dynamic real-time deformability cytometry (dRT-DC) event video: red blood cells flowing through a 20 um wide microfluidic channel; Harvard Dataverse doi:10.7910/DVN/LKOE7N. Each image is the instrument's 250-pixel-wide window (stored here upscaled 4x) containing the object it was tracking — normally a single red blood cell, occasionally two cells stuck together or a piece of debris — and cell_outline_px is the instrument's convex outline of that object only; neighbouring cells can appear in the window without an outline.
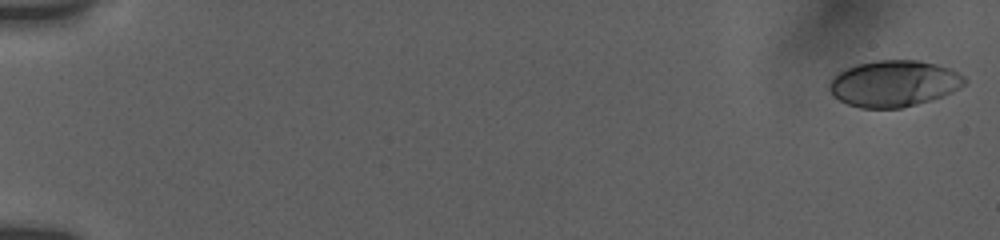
{"species": "human", "species_latin": "Homo sapiens", "temperature_condition": "room temperature", "stored_images_in_passage": 61, "camera_frame_rate_fps": 3000, "um_per_image_px": 0.085, "donor": {"sex": "female"}, "frame": {"image": 1, "passage_image": 1, "time_ms": 0.0, "image_size_px": [1000, 240], "cell_outline_px": [[968, 80], [964, 84], [952, 92], [916, 104], [900, 108], [860, 108], [848, 104], [840, 100], [828, 88], [828, 84], [832, 76], [844, 68], [856, 64], [876, 60], [920, 60], [952, 68], [964, 76]], "centroid_in_image_um": [75.97, 7.08], "position_along_channel_um": 9.0, "area_um2": 36.59}}
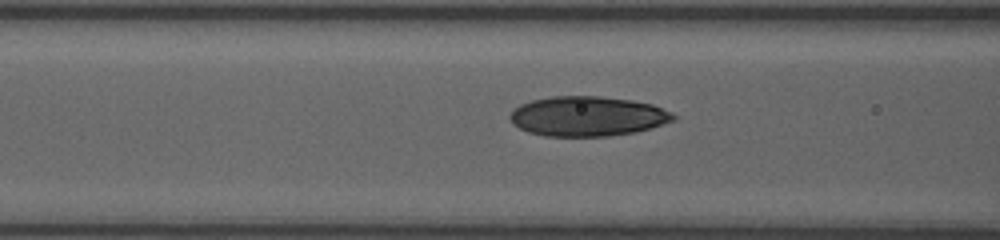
{"frame": {"image": 2, "passage_image": 33, "time_ms": 7.667, "image_size_px": [1000, 240], "cell_outline_px": [[676, 120], [652, 128], [636, 132], [608, 136], [544, 136], [528, 132], [512, 124], [508, 116], [520, 104], [532, 100], [552, 96], [600, 96], [632, 100], [652, 104], [672, 112], [676, 116]], "centroid_in_image_um": [49.96, 9.88], "position_along_channel_um": 116.6, "area_um2": 38.15}}
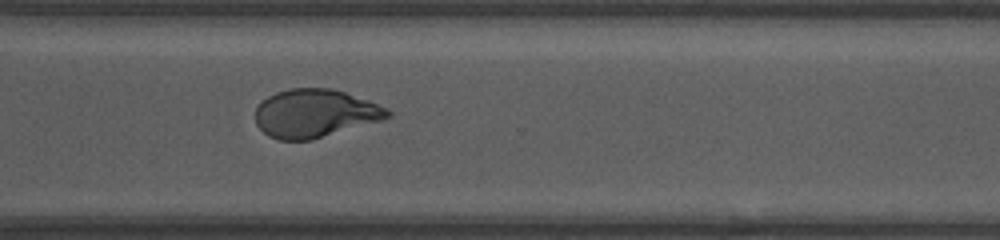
{"frame": {"image": 3, "passage_image": 60, "time_ms": 13.667, "image_size_px": [1000, 240], "cell_outline_px": [[392, 116], [380, 120], [312, 140], [280, 140], [268, 136], [256, 124], [256, 108], [268, 96], [276, 92], [288, 88], [332, 88], [344, 92], [388, 108], [392, 112]], "centroid_in_image_um": [26.76, 9.63], "position_along_channel_um": 343.8, "area_um2": 36.88}}